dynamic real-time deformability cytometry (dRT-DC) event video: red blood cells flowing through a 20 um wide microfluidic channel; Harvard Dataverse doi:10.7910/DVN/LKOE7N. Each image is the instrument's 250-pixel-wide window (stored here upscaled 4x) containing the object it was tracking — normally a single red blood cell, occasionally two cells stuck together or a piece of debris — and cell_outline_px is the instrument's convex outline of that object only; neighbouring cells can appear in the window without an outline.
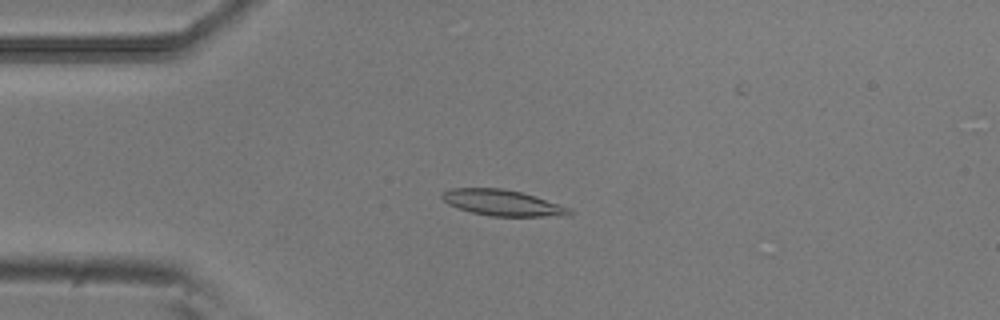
{"species": "common noctule bat (a hibernating species)", "species_latin": "Nyctalus noctula", "temperature_condition": "room temperature", "stored_images_in_passage": 45, "camera_frame_rate_fps": 3000, "um_per_image_px": 0.085, "animal": {"sex": "male", "body_mass_g": 20.5, "forearm_length_mm": 52.5}, "frame": {"image": 1, "passage_image": 4, "time_ms": 1.0, "image_size_px": [1000, 320], "cell_outline_px": [[572, 216], [492, 216], [472, 212], [448, 204], [440, 196], [440, 192], [452, 188], [504, 188], [520, 192], [572, 208]], "centroid_in_image_um": [42.72, 17.24], "position_along_channel_um": 42.3, "area_um2": 19.19}}
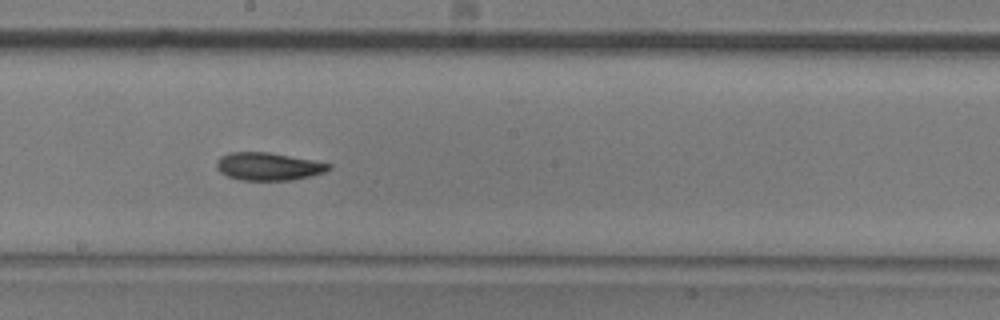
{"frame": {"image": 2, "passage_image": 20, "time_ms": 6.333, "image_size_px": [1000, 320], "cell_outline_px": [[332, 168], [324, 172], [292, 180], [240, 180], [228, 176], [220, 172], [216, 168], [216, 160], [220, 156], [228, 152], [268, 152], [312, 160], [332, 164]], "centroid_in_image_um": [22.77, 14.14], "position_along_channel_um": 225.4, "area_um2": 18.15}}
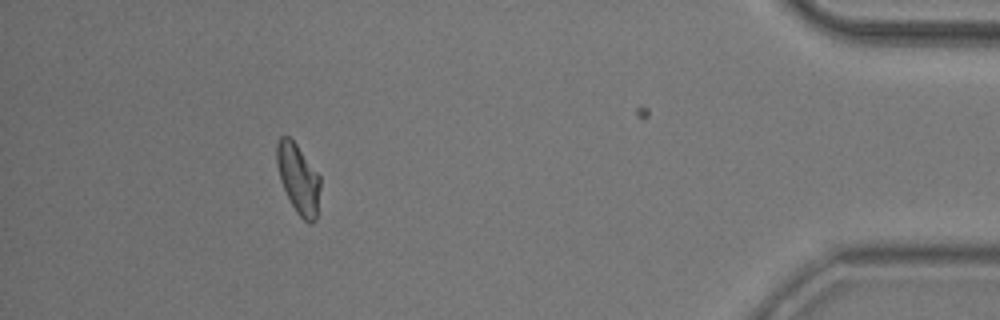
{"frame": {"image": 3, "passage_image": 39, "time_ms": 12.667, "image_size_px": [1000, 320], "cell_outline_px": [[320, 188], [316, 220], [312, 224], [308, 224], [296, 212], [280, 180], [276, 160], [276, 144], [280, 136], [288, 136], [296, 144], [320, 176]], "centroid_in_image_um": [25.36, 15.2], "position_along_channel_um": 409.8, "area_um2": 17.51}, "authors_computed_cell_mechanics": {"area_um2": 18.0914, "velocity_mm_per_s": 3.8193, "shape_relaxation_time_tau1_ms": 6.7865, "shape_relaxation_time_tau2_ms": 4.215, "deformation_change_tau1": 0.1802, "deformation_change_tau2": 0.1089}}